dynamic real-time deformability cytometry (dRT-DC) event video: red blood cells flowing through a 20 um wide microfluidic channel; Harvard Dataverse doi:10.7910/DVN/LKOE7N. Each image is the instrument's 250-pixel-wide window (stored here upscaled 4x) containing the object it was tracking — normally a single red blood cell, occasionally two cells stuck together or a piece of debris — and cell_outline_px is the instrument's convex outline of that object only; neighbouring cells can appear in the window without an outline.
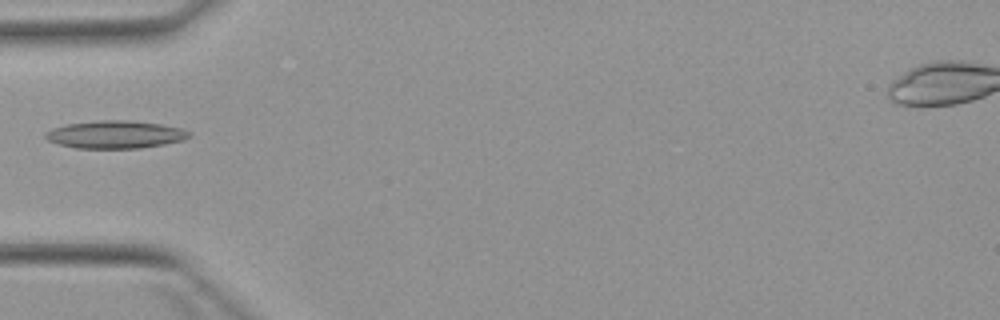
{"species": "Egyptian fruit bat (a non-hibernating species)", "species_latin": "Rousettus aegyptiacus", "temperature_condition": "warm", "stored_images_in_passage": 3, "camera_frame_rate_fps": 3000, "um_per_image_px": 0.085, "animal": {"sex": "female"}, "frame": {"image": 1, "passage_image": 3, "time_ms": 2.333, "image_size_px": [1000, 320], "cell_outline_px": [[192, 136], [184, 140], [164, 144], [140, 148], [76, 148], [60, 144], [48, 140], [44, 136], [44, 132], [52, 128], [68, 124], [100, 120], [132, 120], [160, 124], [184, 128], [192, 132]], "centroid_in_image_um": [9.85, 11.43], "position_along_channel_um": 75.1, "area_um2": 23.35}}